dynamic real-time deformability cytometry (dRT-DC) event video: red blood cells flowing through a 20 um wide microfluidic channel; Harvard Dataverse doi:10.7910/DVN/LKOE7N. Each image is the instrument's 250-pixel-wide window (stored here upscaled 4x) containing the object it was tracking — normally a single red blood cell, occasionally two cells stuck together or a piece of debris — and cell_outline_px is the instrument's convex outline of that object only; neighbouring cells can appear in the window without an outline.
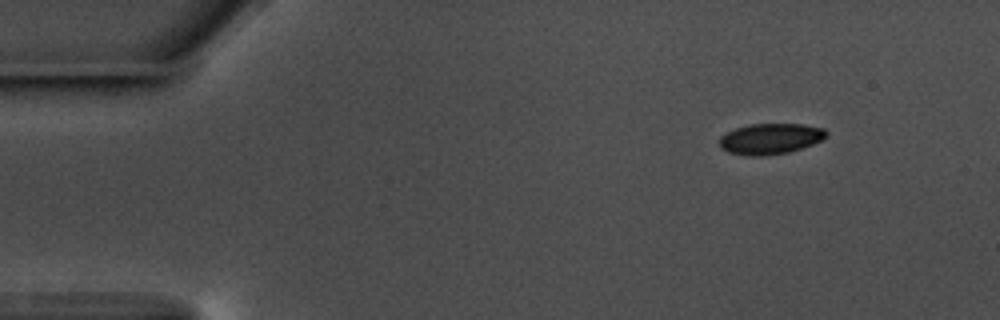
{"species": "common noctule bat (a hibernating species)", "species_latin": "Nyctalus noctula", "temperature_condition": "warm", "stored_images_in_passage": 51, "camera_frame_rate_fps": 3000, "um_per_image_px": 0.085, "animal": {"sex": "male", "body_mass_g": 17.5, "forearm_length_mm": 52.3}, "frame": {"image": 1, "passage_image": 1, "time_ms": 0.0, "image_size_px": [1000, 320], "cell_outline_px": [[828, 136], [812, 144], [788, 152], [764, 156], [748, 156], [728, 152], [720, 148], [720, 136], [736, 128], [752, 124], [804, 124], [824, 128], [828, 132]], "centroid_in_image_um": [65.49, 11.79], "position_along_channel_um": 19.5, "area_um2": 19.13}}
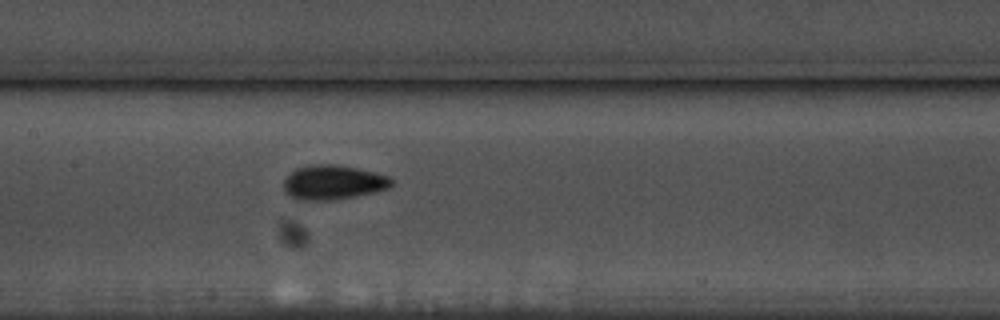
{"frame": {"image": 2, "passage_image": 22, "time_ms": 7.0, "image_size_px": [1000, 320], "cell_outline_px": [[392, 184], [388, 188], [376, 192], [328, 200], [292, 200], [284, 192], [284, 180], [296, 168], [312, 164], [336, 164], [376, 172], [388, 176], [392, 180]], "centroid_in_image_um": [28.28, 15.5], "position_along_channel_um": 179.1, "area_um2": 21.68}}
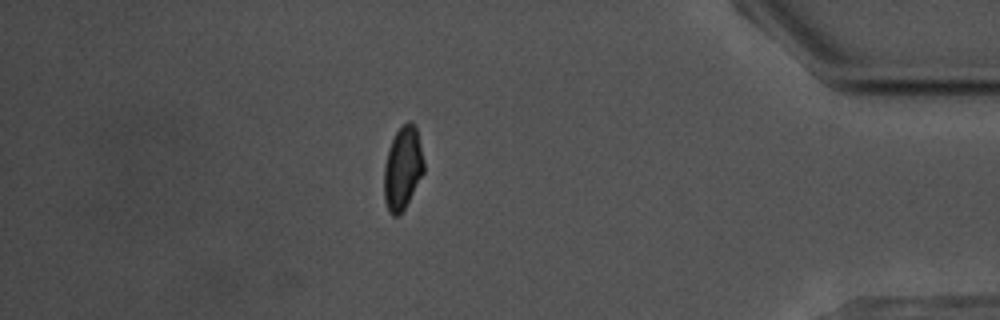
{"frame": {"image": 3, "passage_image": 44, "time_ms": 14.333, "image_size_px": [1000, 320], "cell_outline_px": [[424, 172], [404, 208], [396, 216], [392, 216], [388, 212], [384, 200], [384, 168], [388, 152], [392, 140], [396, 132], [408, 120], [416, 124], [424, 160]], "centroid_in_image_um": [34.23, 14.28], "position_along_channel_um": 401.0, "area_um2": 19.13}, "authors_computed_cell_mechanics": {"area_um2": 19.7676, "velocity_mm_per_s": 3.5773, "shape_relaxation_time_tau1_ms": 3.4074, "shape_relaxation_time_tau2_ms": 1.5269, "deformation_change_tau1": 0.0912, "deformation_change_tau2": 0.0608}}